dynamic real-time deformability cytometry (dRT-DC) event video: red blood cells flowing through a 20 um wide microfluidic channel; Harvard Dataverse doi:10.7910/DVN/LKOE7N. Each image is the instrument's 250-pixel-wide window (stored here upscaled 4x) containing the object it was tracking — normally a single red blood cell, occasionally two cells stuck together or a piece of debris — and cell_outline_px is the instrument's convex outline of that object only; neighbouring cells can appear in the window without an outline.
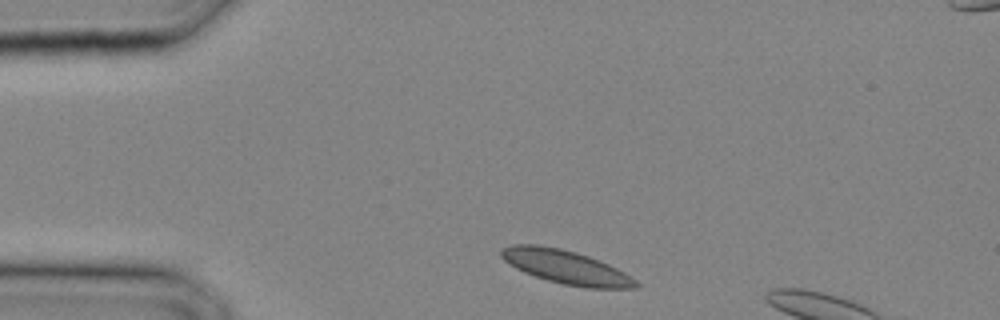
{"species": "common noctule bat (a hibernating species)", "species_latin": "Nyctalus noctula", "temperature_condition": "cold", "stored_images_in_passage": 4, "camera_frame_rate_fps": 3000, "um_per_image_px": 0.085, "animal": {"sex": "male", "body_mass_g": 20.4}, "frame": {"image": 1, "passage_image": 1, "time_ms": 0.0, "image_size_px": [1000, 320], "cell_outline_px": [[640, 284], [636, 288], [584, 288], [564, 284], [548, 280], [524, 272], [516, 268], [504, 260], [500, 256], [500, 248], [512, 244], [536, 244], [560, 248], [576, 252], [600, 260], [624, 272], [636, 280]], "centroid_in_image_um": [48.09, 22.69], "position_along_channel_um": 36.9, "area_um2": 26.41}}